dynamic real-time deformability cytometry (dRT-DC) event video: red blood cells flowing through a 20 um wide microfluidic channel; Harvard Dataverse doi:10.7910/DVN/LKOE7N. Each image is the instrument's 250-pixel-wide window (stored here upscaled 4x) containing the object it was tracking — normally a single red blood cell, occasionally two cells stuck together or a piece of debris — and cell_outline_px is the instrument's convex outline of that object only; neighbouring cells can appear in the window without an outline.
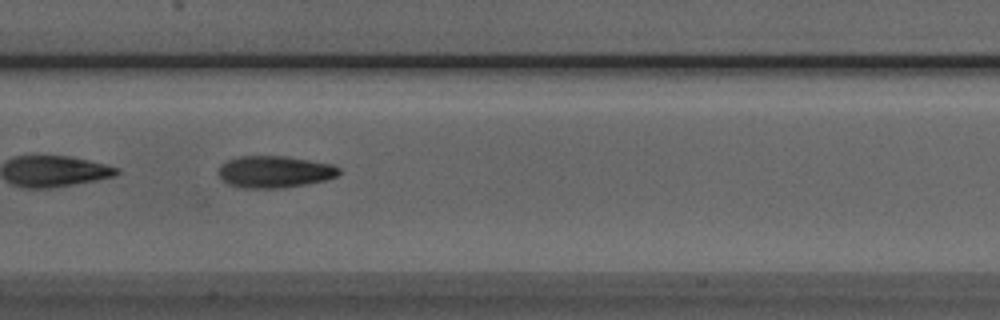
{"species": "Egyptian fruit bat (a non-hibernating species)", "species_latin": "Rousettus aegyptiacus", "temperature_condition": "room temperature", "stored_images_in_passage": 8, "camera_frame_rate_fps": 3000, "um_per_image_px": 0.085, "animal": {"sex": "male"}, "frame": {"image": 1, "passage_image": 7, "time_ms": 6.667, "image_size_px": [1000, 320], "cell_outline_px": [[340, 172], [336, 176], [324, 180], [284, 188], [244, 188], [228, 184], [216, 172], [220, 164], [228, 160], [240, 156], [284, 156], [332, 164], [340, 168]], "centroid_in_image_um": [23.3, 14.6], "position_along_channel_um": 184.1, "area_um2": 22.31}}
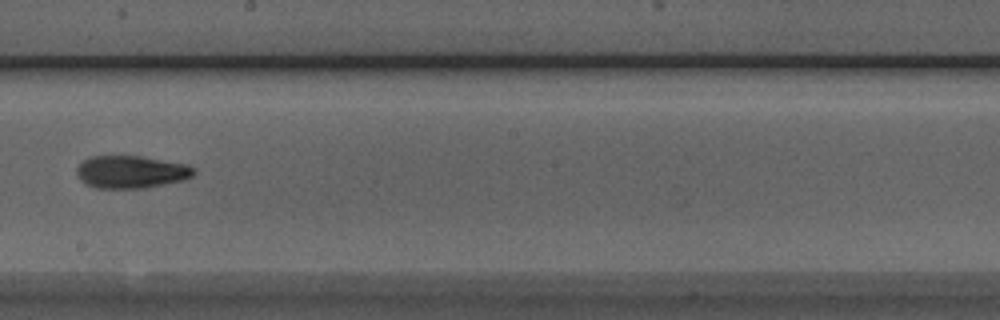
{"frame": {"image": 2, "passage_image": 8, "time_ms": 8.0, "image_size_px": [1000, 320], "cell_outline_px": [[196, 172], [192, 176], [184, 180], [140, 188], [96, 188], [80, 180], [76, 172], [76, 168], [84, 160], [92, 156], [140, 156], [188, 164], [196, 168]], "centroid_in_image_um": [11.16, 14.6], "position_along_channel_um": 237.0, "area_um2": 22.14}}